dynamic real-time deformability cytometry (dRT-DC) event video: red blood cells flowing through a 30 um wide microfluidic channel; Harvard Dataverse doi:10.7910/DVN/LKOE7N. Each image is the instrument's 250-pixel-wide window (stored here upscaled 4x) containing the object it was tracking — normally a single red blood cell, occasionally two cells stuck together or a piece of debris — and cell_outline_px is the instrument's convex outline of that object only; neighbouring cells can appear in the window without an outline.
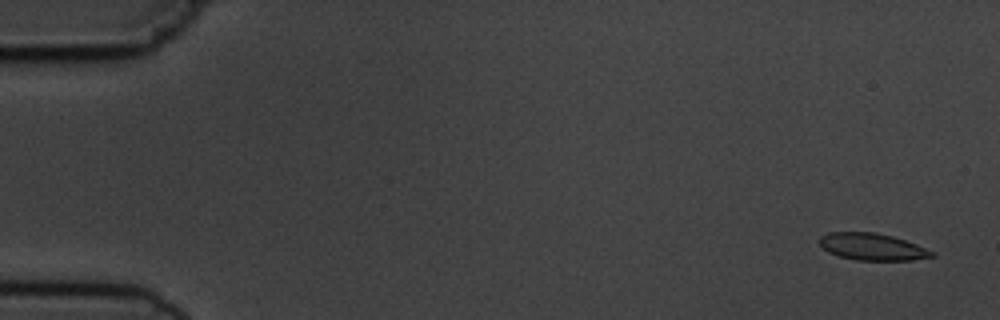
{"species": "common noctule bat (a hibernating species)", "species_latin": "Nyctalus noctula", "temperature_condition": "cold", "stored_images_in_passage": 5, "camera_frame_rate_fps": 3000, "um_per_image_px": 0.085, "animal": {"sex": "male", "body_mass_g": 19.5, "forearm_length_mm": 54.6}, "frame": {"image": 1, "passage_image": 1, "time_ms": 0.0, "image_size_px": [1000, 320], "cell_outline_px": [[936, 256], [912, 260], [856, 260], [840, 256], [828, 252], [820, 244], [820, 236], [828, 232], [876, 232], [892, 236], [916, 244], [936, 252]], "centroid_in_image_um": [74.17, 20.97], "position_along_channel_um": 10.8, "area_um2": 17.63}}
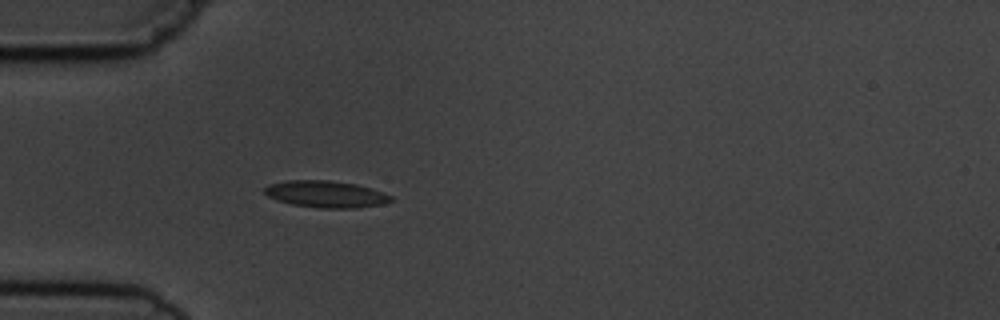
{"frame": {"image": 2, "passage_image": 5, "time_ms": 4.667, "image_size_px": [1000, 320], "cell_outline_px": [[392, 200], [384, 204], [356, 208], [320, 208], [292, 204], [276, 200], [268, 196], [264, 192], [264, 188], [268, 184], [284, 180], [328, 180], [356, 184], [372, 188], [392, 196]], "centroid_in_image_um": [27.68, 16.5], "position_along_channel_um": 57.3, "area_um2": 19.83}}